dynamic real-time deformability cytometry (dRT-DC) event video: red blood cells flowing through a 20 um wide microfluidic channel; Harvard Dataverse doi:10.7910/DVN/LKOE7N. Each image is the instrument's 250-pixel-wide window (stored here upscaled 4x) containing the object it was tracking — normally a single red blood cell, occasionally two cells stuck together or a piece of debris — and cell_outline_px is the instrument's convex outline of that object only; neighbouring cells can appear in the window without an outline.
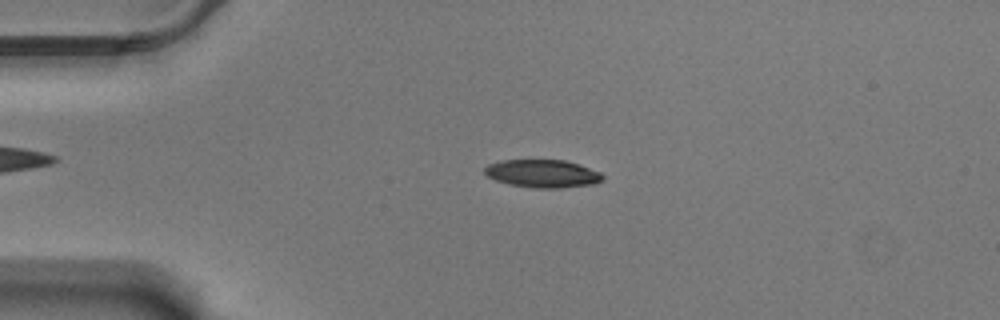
{"species": "Egyptian fruit bat (a non-hibernating species)", "species_latin": "Rousettus aegyptiacus", "temperature_condition": "warm", "stored_images_in_passage": 57, "camera_frame_rate_fps": 3000, "um_per_image_px": 0.085, "animal": {"sex": "male"}, "frame": {"image": 1, "passage_image": 13, "time_ms": 4.0, "image_size_px": [1000, 320], "cell_outline_px": [[604, 180], [596, 184], [560, 188], [532, 188], [512, 184], [496, 180], [488, 176], [484, 172], [484, 168], [488, 164], [500, 160], [564, 160], [600, 172], [604, 176]], "centroid_in_image_um": [46.13, 14.76], "position_along_channel_um": 38.9, "area_um2": 19.13}}
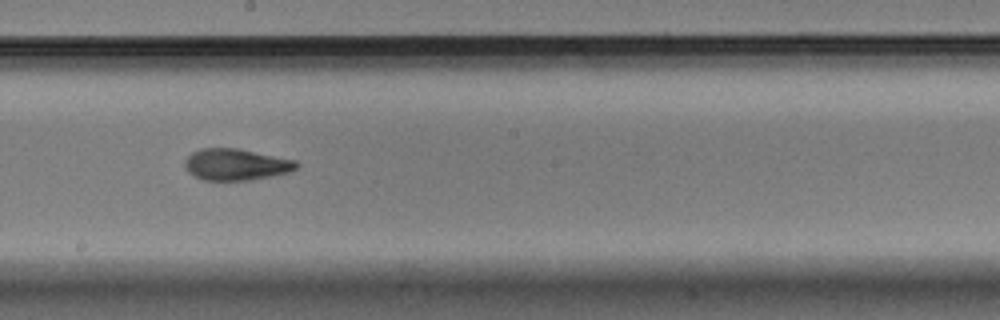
{"frame": {"image": 2, "passage_image": 32, "time_ms": 10.333, "image_size_px": [1000, 320], "cell_outline_px": [[300, 164], [296, 168], [288, 172], [252, 180], [204, 180], [188, 172], [184, 164], [184, 160], [192, 152], [200, 148], [236, 148], [296, 160]], "centroid_in_image_um": [20.05, 13.98], "position_along_channel_um": 228.2, "area_um2": 20.4}}
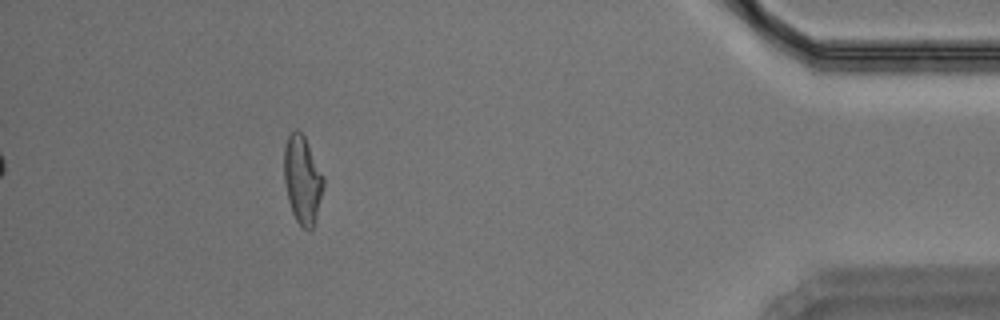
{"frame": {"image": 3, "passage_image": 52, "time_ms": 17.0, "image_size_px": [1000, 320], "cell_outline_px": [[324, 188], [316, 220], [312, 228], [308, 232], [296, 220], [292, 212], [288, 200], [284, 180], [284, 148], [288, 136], [296, 128], [304, 136], [324, 176]], "centroid_in_image_um": [25.72, 15.3], "position_along_channel_um": 409.5, "area_um2": 20.29}, "authors_computed_cell_mechanics": {"area_um2": 20.2878, "velocity_mm_per_s": 3.4968, "shape_relaxation_time_tau1_ms": 3.911, "shape_relaxation_time_tau2_ms": 2.3421, "deformation_change_tau1": 0.1834, "deformation_change_tau2": 0.0968}}